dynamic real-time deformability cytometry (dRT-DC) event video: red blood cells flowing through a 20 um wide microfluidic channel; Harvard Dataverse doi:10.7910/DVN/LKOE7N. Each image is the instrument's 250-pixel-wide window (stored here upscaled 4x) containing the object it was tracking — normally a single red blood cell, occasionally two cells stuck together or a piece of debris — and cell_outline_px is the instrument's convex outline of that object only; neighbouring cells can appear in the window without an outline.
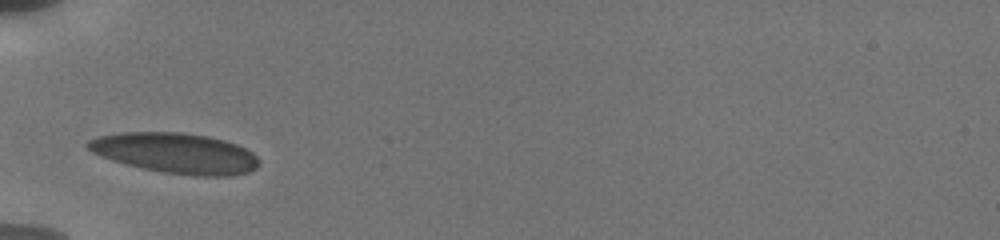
{"species": "human", "species_latin": "Homo sapiens", "temperature_condition": "cold", "stored_images_in_passage": 8, "camera_frame_rate_fps": 3000, "um_per_image_px": 0.085, "donor": {"sex": "male"}, "frame": {"image": 1, "passage_image": 1, "time_ms": 0.0, "image_size_px": [1000, 240], "cell_outline_px": [[260, 164], [256, 168], [248, 172], [228, 176], [196, 176], [164, 172], [140, 168], [112, 160], [100, 156], [92, 152], [84, 144], [88, 140], [100, 136], [124, 132], [180, 132], [208, 136], [224, 140], [236, 144], [252, 152], [260, 160]], "centroid_in_image_um": [14.92, 13.02], "position_along_channel_um": 70.1, "area_um2": 40.29}}
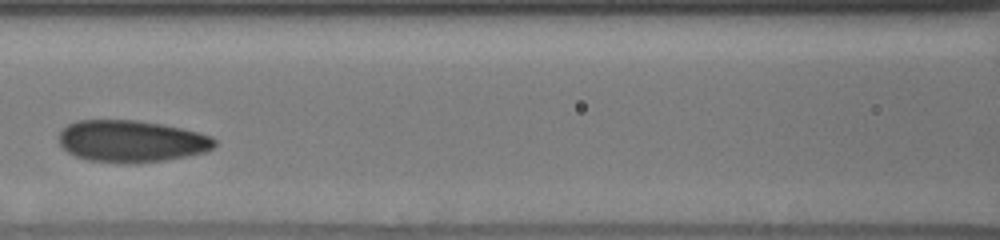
{"frame": {"image": 2, "passage_image": 4, "time_ms": 2.333, "image_size_px": [1000, 240], "cell_outline_px": [[216, 144], [212, 148], [204, 152], [164, 160], [136, 164], [124, 164], [88, 160], [76, 156], [68, 152], [60, 144], [60, 132], [68, 124], [76, 120], [136, 120], [160, 124], [180, 128], [212, 136], [216, 140]], "centroid_in_image_um": [11.15, 12.01], "position_along_channel_um": 155.4, "area_um2": 37.92}}
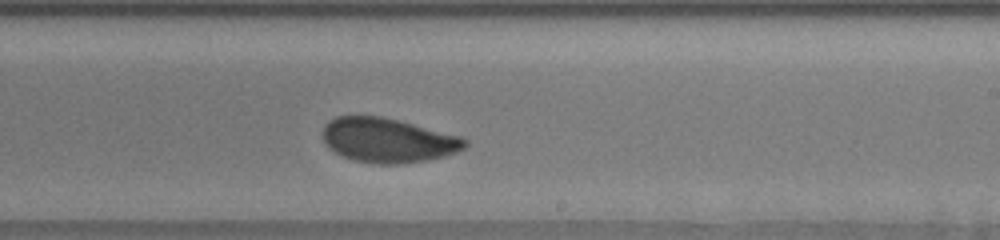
{"frame": {"image": 3, "passage_image": 8, "time_ms": 5.0, "image_size_px": [1000, 240], "cell_outline_px": [[468, 144], [464, 148], [456, 152], [444, 156], [428, 160], [404, 164], [376, 164], [352, 160], [340, 156], [328, 148], [320, 132], [324, 124], [328, 120], [336, 116], [380, 116], [460, 136], [468, 140]], "centroid_in_image_um": [32.91, 11.94], "position_along_channel_um": 256.1, "area_um2": 37.11}}